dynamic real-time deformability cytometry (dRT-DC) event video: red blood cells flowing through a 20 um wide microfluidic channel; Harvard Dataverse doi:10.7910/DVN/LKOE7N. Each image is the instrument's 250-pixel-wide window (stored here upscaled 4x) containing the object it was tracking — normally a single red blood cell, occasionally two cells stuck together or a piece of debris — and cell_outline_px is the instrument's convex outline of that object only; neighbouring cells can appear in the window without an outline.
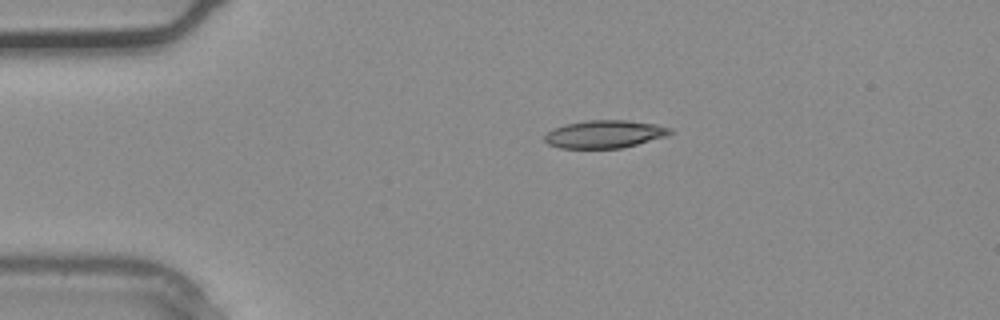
{"species": "common noctule bat (a hibernating species)", "species_latin": "Nyctalus noctula", "temperature_condition": "warm", "stored_images_in_passage": 2, "camera_frame_rate_fps": 3000, "um_per_image_px": 0.085, "animal": {"sex": "male", "body_mass_g": 20.4}, "frame": {"image": 1, "passage_image": 1, "time_ms": 0.0, "image_size_px": [1000, 320], "cell_outline_px": [[672, 132], [668, 136], [620, 148], [560, 148], [548, 144], [544, 140], [544, 136], [548, 132], [564, 124], [588, 120], [624, 120], [656, 124], [672, 128]], "centroid_in_image_um": [51.4, 11.4], "position_along_channel_um": 33.6, "area_um2": 20.23}}